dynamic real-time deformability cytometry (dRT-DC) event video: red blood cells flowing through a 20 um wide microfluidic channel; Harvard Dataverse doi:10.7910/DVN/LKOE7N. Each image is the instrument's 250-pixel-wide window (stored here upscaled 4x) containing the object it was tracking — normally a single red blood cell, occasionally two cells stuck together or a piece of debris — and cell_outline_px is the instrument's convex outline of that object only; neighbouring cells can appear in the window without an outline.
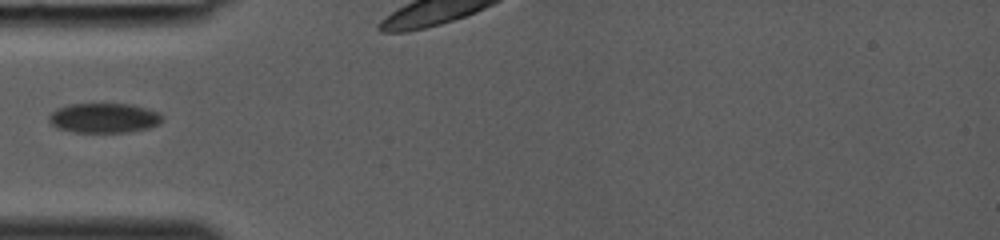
{"species": "common noctule bat (a hibernating species)", "species_latin": "Nyctalus noctula", "temperature_condition": "room temperature", "stored_images_in_passage": 26, "camera_frame_rate_fps": 3000, "um_per_image_px": 0.085, "animal": {"sex": "female", "body_mass_g": 19.0, "forearm_length_mm": 53.3}, "frame": {"image": 1, "passage_image": 1, "time_ms": 0.0, "image_size_px": [1000, 240], "cell_outline_px": [[164, 120], [160, 124], [148, 128], [128, 132], [72, 132], [56, 128], [48, 120], [48, 116], [56, 108], [68, 104], [132, 104], [148, 108], [160, 112], [164, 116]], "centroid_in_image_um": [8.87, 10.02], "position_along_channel_um": 76.1, "area_um2": 20.0}}
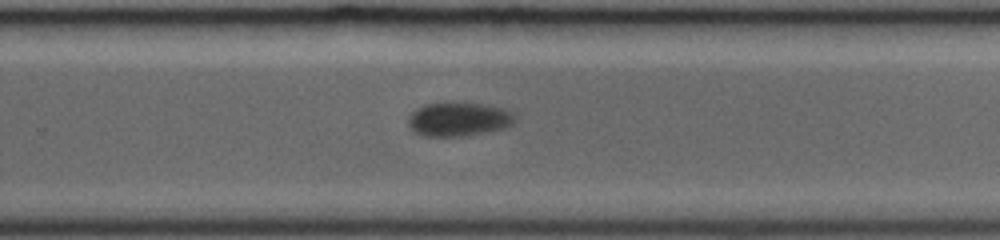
{"frame": {"image": 2, "passage_image": 14, "time_ms": 4.333, "image_size_px": [1000, 240], "cell_outline_px": [[516, 120], [512, 124], [504, 128], [484, 132], [460, 136], [424, 136], [416, 132], [408, 124], [408, 116], [416, 108], [424, 104], [444, 100], [480, 104], [504, 108], [516, 112]], "centroid_in_image_um": [38.99, 10.09], "position_along_channel_um": 290.8, "area_um2": 21.56}}
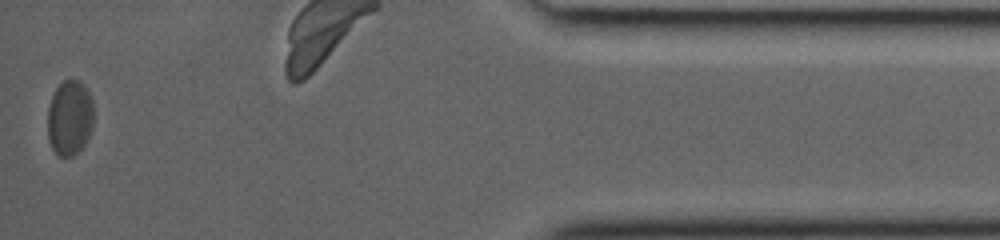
{"frame": {"image": 3, "passage_image": 26, "time_ms": 8.333, "image_size_px": [1000, 240], "cell_outline_px": [[92, 128], [84, 144], [72, 156], [60, 156], [52, 148], [48, 140], [48, 108], [52, 96], [56, 88], [64, 80], [80, 80], [84, 84], [92, 100]], "centroid_in_image_um": [5.91, 9.99], "position_along_channel_um": 429.3, "area_um2": 19.94}}